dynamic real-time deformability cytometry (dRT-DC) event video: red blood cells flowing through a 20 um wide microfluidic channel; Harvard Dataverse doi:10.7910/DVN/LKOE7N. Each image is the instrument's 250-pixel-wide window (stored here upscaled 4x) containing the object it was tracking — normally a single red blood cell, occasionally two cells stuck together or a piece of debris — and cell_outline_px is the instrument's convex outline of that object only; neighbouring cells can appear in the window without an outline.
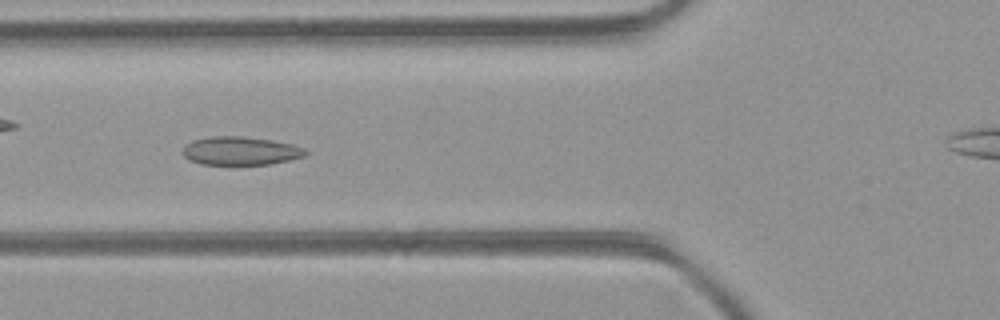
{"species": "common noctule bat (a hibernating species)", "species_latin": "Nyctalus noctula", "temperature_condition": "room temperature", "stored_images_in_passage": 43, "camera_frame_rate_fps": 3000, "um_per_image_px": 0.085, "animal": {"sex": "female", "body_mass_g": 21.9}, "frame": {"image": 1, "passage_image": 13, "time_ms": 4.0, "image_size_px": [1000, 320], "cell_outline_px": [[308, 152], [304, 156], [288, 160], [268, 164], [200, 164], [188, 160], [180, 152], [184, 144], [192, 140], [212, 136], [240, 136], [272, 140], [292, 144], [304, 148]], "centroid_in_image_um": [20.37, 12.81], "position_along_channel_um": 105.4, "area_um2": 20.4}}
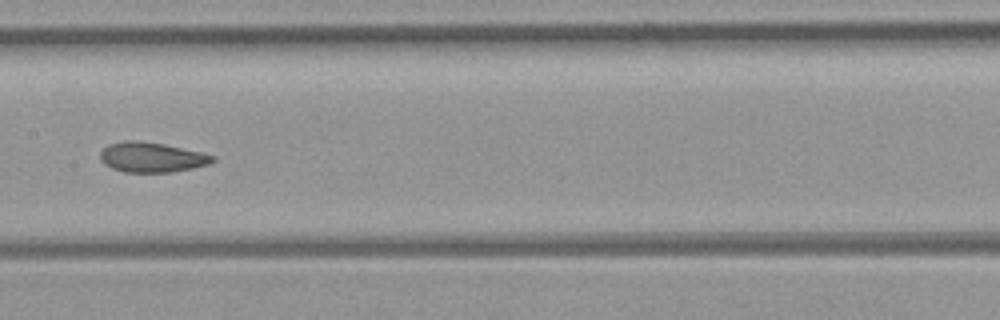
{"frame": {"image": 2, "passage_image": 19, "time_ms": 6.0, "image_size_px": [1000, 320], "cell_outline_px": [[216, 160], [208, 164], [192, 168], [172, 172], [124, 172], [112, 168], [104, 164], [100, 160], [100, 152], [108, 144], [124, 140], [136, 140], [164, 144], [200, 152], [216, 156]], "centroid_in_image_um": [12.87, 13.36], "position_along_channel_um": 194.5, "area_um2": 19.65}}
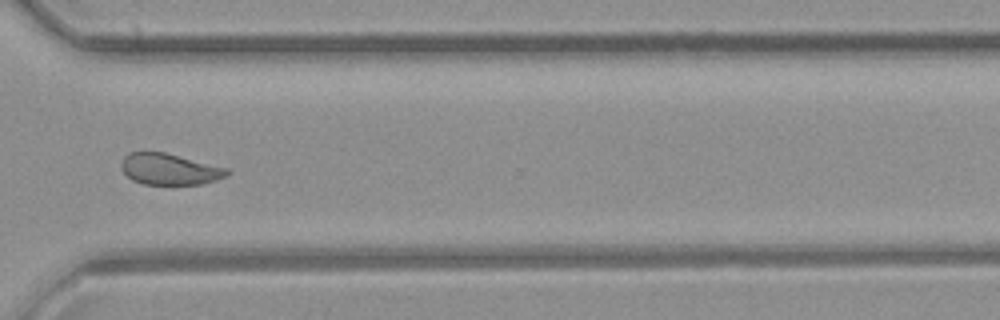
{"frame": {"image": 3, "passage_image": 30, "time_ms": 9.667, "image_size_px": [1000, 320], "cell_outline_px": [[228, 176], [216, 180], [200, 184], [144, 184], [132, 180], [120, 168], [120, 164], [124, 156], [128, 152], [164, 152], [228, 168]], "centroid_in_image_um": [14.39, 14.37], "position_along_channel_um": 356.2, "area_um2": 19.19}, "authors_computed_cell_mechanics": {"area_um2": 20.4034, "velocity_mm_per_s": 4.4312, "shape_relaxation_time_tau1_ms": 7.4728, "shape_relaxation_time_tau2_ms": 1.3921, "deformation_change_tau1": 0.1423, "deformation_change_tau2": 0.0654}}